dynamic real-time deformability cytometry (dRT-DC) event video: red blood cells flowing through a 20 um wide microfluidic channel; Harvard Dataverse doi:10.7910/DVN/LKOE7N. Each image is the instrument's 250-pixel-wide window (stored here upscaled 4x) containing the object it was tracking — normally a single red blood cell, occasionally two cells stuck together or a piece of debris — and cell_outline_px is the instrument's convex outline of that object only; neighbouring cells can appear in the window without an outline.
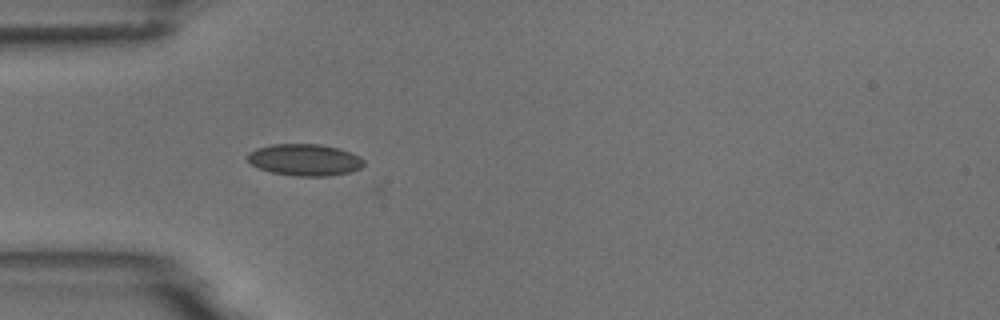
{"species": "common noctule bat (a hibernating species)", "species_latin": "Nyctalus noctula", "temperature_condition": "room temperature", "stored_images_in_passage": 5, "camera_frame_rate_fps": 3000, "um_per_image_px": 0.085, "animal": {"sex": "male", "body_mass_g": 18.8}, "frame": {"image": 1, "passage_image": 5, "time_ms": 5.333, "image_size_px": [1000, 320], "cell_outline_px": [[364, 164], [360, 168], [348, 172], [328, 176], [296, 176], [272, 172], [260, 168], [252, 164], [248, 160], [248, 152], [256, 148], [272, 144], [320, 144], [340, 148], [352, 152], [360, 156], [364, 160]], "centroid_in_image_um": [25.93, 13.57], "position_along_channel_um": 59.1, "area_um2": 21.5}}